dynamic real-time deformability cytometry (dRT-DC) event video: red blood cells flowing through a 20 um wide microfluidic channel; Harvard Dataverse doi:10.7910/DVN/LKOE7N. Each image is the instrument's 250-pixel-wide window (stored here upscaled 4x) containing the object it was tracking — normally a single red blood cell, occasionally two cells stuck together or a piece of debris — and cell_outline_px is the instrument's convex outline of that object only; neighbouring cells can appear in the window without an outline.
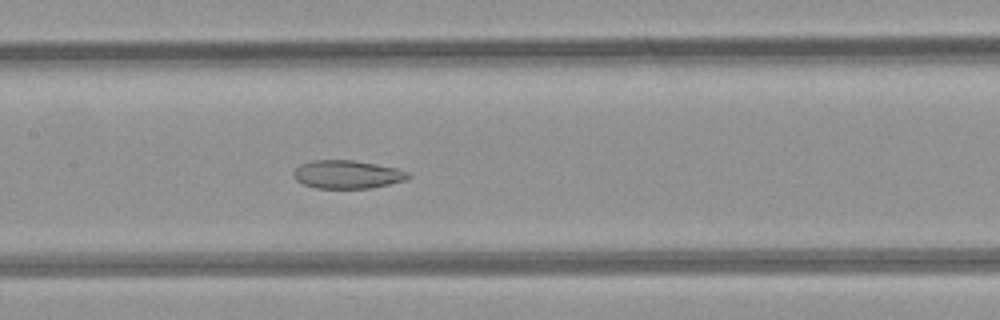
{"species": "common noctule bat (a hibernating species)", "species_latin": "Nyctalus noctula", "temperature_condition": "room temperature", "stored_images_in_passage": 50, "camera_frame_rate_fps": 3000, "um_per_image_px": 0.085, "animal": {"sex": "female", "body_mass_g": 21.9}, "frame": {"image": 1, "passage_image": 24, "time_ms": 7.667, "image_size_px": [1000, 320], "cell_outline_px": [[412, 176], [408, 180], [372, 188], [316, 188], [304, 184], [296, 180], [292, 176], [292, 172], [300, 164], [312, 160], [352, 160], [400, 168], [408, 172]], "centroid_in_image_um": [29.55, 14.82], "position_along_channel_um": 177.9, "area_um2": 19.13}}
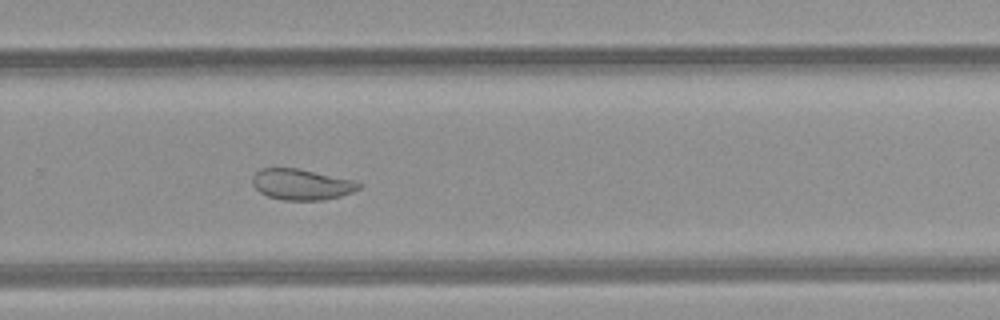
{"frame": {"image": 2, "passage_image": 33, "time_ms": 10.667, "image_size_px": [1000, 320], "cell_outline_px": [[364, 184], [360, 188], [352, 192], [340, 196], [324, 200], [284, 200], [268, 196], [260, 192], [252, 184], [252, 176], [260, 168], [296, 168], [352, 180]], "centroid_in_image_um": [25.61, 15.68], "position_along_channel_um": 304.2, "area_um2": 19.02}}
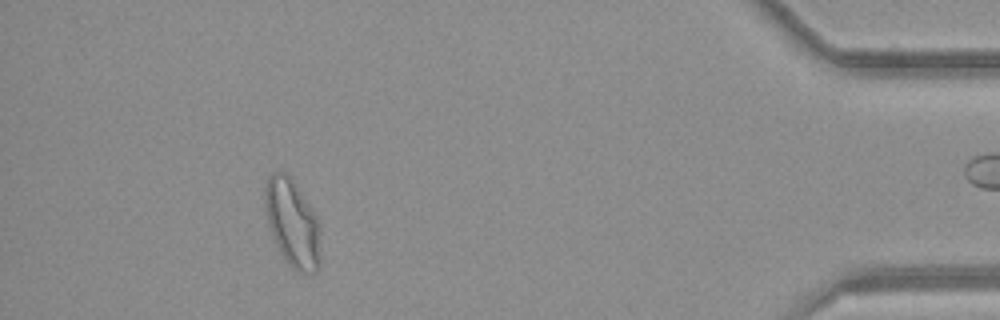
{"frame": {"image": 3, "passage_image": 45, "time_ms": 14.667, "image_size_px": [1000, 320], "cell_outline_px": [[320, 256], [316, 272], [304, 272], [292, 268], [288, 264], [280, 252], [272, 236], [268, 224], [264, 208], [264, 188], [268, 176], [272, 172], [284, 172], [292, 180], [316, 216], [320, 224]], "centroid_in_image_um": [24.83, 18.96], "position_along_channel_um": 410.4, "area_um2": 28.15}, "authors_computed_cell_mechanics": {"area_um2": 24.276, "velocity_mm_per_s": 4.2331, "shape_relaxation_time_tau1_ms": null, "shape_relaxation_time_tau2_ms": 3.5456, "deformation_change_tau1": null, "deformation_change_tau2": 0.0892}}